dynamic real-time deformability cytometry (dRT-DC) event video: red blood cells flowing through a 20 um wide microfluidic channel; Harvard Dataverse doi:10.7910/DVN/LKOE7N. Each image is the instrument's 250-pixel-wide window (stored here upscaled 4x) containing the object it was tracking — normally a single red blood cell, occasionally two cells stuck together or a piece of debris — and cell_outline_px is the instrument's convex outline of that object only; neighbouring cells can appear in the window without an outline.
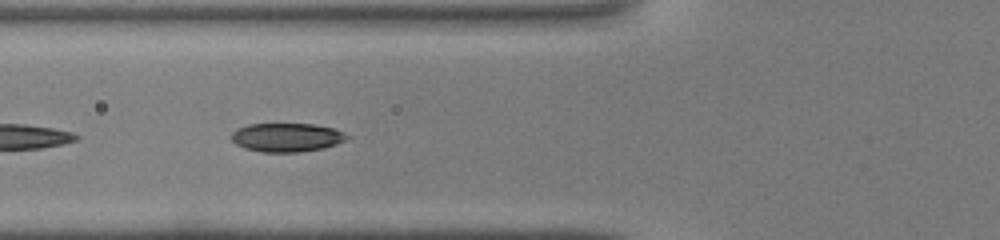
{"species": "common noctule bat (a hibernating species)", "species_latin": "Nyctalus noctula", "temperature_condition": "warm", "stored_images_in_passage": 20, "camera_frame_rate_fps": 3000, "um_per_image_px": 0.085, "animal": {"sex": "male", "body_mass_g": 19.0, "forearm_length_mm": 50.8}, "frame": {"image": 1, "passage_image": 4, "time_ms": 1.0, "image_size_px": [1000, 240], "cell_outline_px": [[348, 136], [344, 140], [336, 144], [324, 148], [296, 152], [264, 152], [244, 148], [236, 144], [232, 140], [232, 132], [236, 128], [248, 124], [312, 124], [332, 128], [344, 132]], "centroid_in_image_um": [24.33, 11.67], "position_along_channel_um": 101.5, "area_um2": 19.19}}